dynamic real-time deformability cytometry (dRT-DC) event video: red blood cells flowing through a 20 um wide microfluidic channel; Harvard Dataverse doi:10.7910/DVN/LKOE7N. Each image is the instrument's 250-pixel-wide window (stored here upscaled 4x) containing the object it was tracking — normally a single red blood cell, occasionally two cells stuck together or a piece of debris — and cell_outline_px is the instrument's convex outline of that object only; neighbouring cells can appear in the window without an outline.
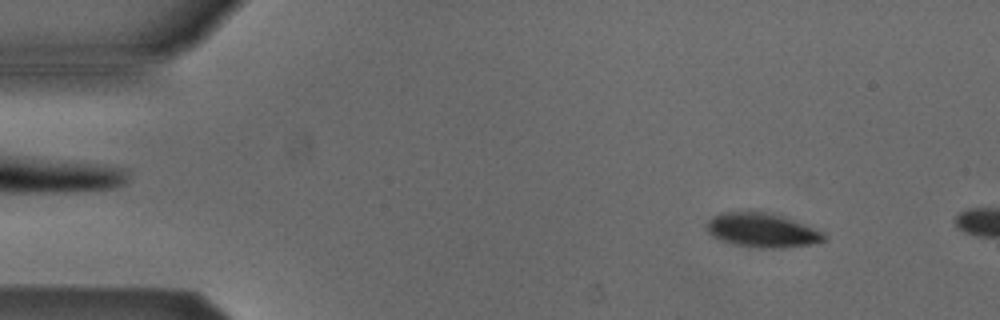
{"species": "Egyptian fruit bat (a non-hibernating species)", "species_latin": "Rousettus aegyptiacus", "temperature_condition": "cold", "stored_images_in_passage": 3, "camera_frame_rate_fps": 3000, "um_per_image_px": 0.085, "animal": {"sex": "male"}, "frame": {"image": 1, "passage_image": 1, "time_ms": 0.0, "image_size_px": [1000, 320], "cell_outline_px": [[828, 240], [812, 244], [784, 248], [760, 248], [732, 244], [720, 240], [712, 236], [708, 232], [708, 220], [712, 216], [724, 212], [764, 212], [780, 216], [792, 220], [824, 232], [828, 236]], "centroid_in_image_um": [64.8, 19.59], "position_along_channel_um": 20.2, "area_um2": 23.24}}